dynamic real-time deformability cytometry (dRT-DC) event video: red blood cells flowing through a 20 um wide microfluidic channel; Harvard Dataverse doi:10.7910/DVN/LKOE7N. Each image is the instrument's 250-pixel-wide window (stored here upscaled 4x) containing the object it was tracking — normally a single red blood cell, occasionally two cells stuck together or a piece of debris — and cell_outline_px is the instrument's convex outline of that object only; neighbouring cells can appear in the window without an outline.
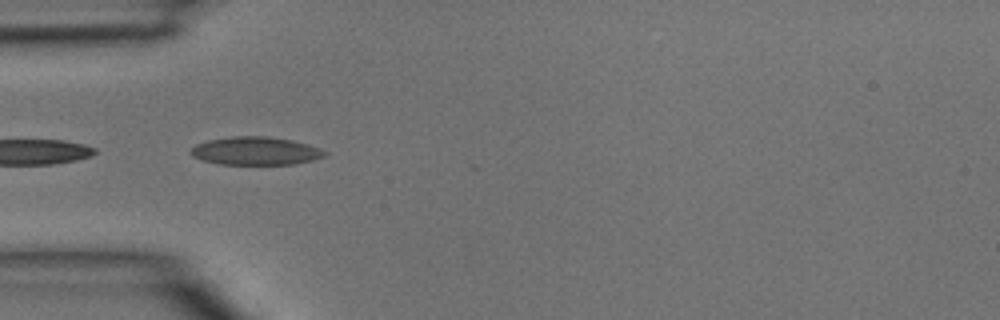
{"species": "common noctule bat (a hibernating species)", "species_latin": "Nyctalus noctula", "temperature_condition": "room temperature", "stored_images_in_passage": 4, "camera_frame_rate_fps": 3000, "um_per_image_px": 0.085, "animal": {"sex": "male", "body_mass_g": 15.6}, "frame": {"image": 1, "passage_image": 4, "time_ms": 1.0, "image_size_px": [1000, 320], "cell_outline_px": [[328, 152], [324, 156], [312, 160], [292, 164], [220, 164], [200, 160], [192, 156], [188, 152], [196, 144], [208, 140], [232, 136], [268, 136], [292, 140], [308, 144], [320, 148]], "centroid_in_image_um": [21.7, 12.82], "position_along_channel_um": 63.3, "area_um2": 22.02}}